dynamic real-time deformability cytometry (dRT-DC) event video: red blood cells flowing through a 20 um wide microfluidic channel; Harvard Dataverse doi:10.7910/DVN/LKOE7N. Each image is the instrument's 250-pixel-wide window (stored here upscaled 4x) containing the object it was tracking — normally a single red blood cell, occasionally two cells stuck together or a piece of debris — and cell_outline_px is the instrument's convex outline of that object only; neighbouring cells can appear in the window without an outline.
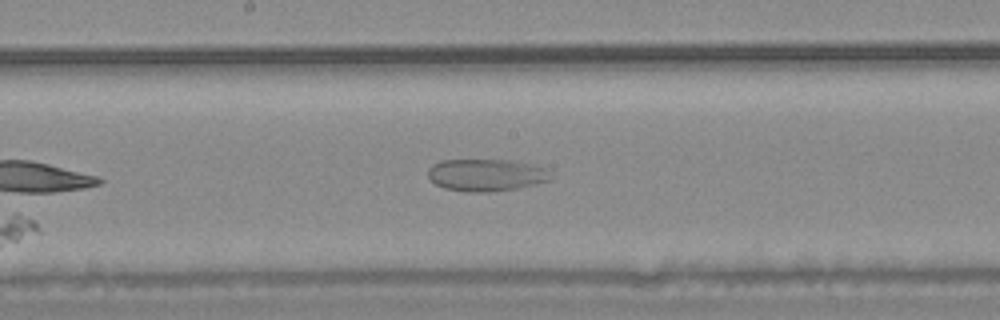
{"species": "common noctule bat (a hibernating species)", "species_latin": "Nyctalus noctula", "temperature_condition": "warm", "stored_images_in_passage": 7, "camera_frame_rate_fps": 3000, "um_per_image_px": 0.085, "animal": {"sex": "male", "body_mass_g": 20.4}, "frame": {"image": 1, "passage_image": 7, "time_ms": 2.0, "image_size_px": [1000, 320], "cell_outline_px": [[552, 180], [520, 188], [492, 192], [464, 192], [444, 188], [436, 184], [428, 176], [428, 168], [432, 164], [440, 160], [508, 160], [536, 164], [548, 168]], "centroid_in_image_um": [41.36, 14.88], "position_along_channel_um": 206.8, "area_um2": 23.47}}